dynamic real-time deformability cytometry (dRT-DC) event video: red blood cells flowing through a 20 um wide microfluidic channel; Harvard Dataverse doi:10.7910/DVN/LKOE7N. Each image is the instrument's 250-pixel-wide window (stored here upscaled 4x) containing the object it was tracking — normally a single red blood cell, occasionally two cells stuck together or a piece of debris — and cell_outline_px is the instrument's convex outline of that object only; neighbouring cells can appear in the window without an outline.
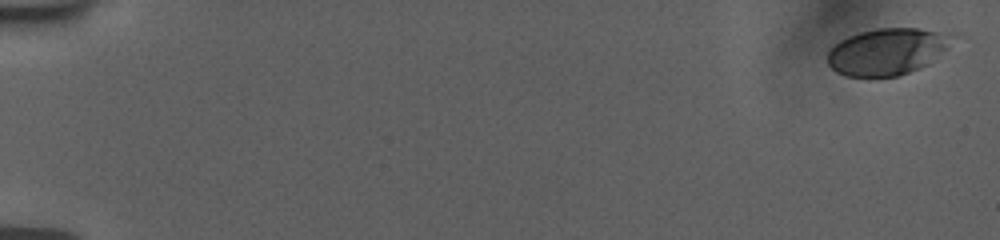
{"species": "human", "species_latin": "Homo sapiens", "temperature_condition": "room temperature", "stored_images_in_passage": 19, "camera_frame_rate_fps": 3000, "um_per_image_px": 0.085, "donor": {"sex": "female"}, "frame": {"image": 1, "passage_image": 1, "time_ms": 0.0, "image_size_px": [1000, 240], "cell_outline_px": [[956, 32], [948, 48], [928, 64], [908, 72], [896, 76], [844, 76], [836, 72], [828, 64], [828, 52], [840, 40], [848, 36], [860, 32], [876, 28], [920, 28]], "centroid_in_image_um": [75.46, 4.35], "position_along_channel_um": 9.5, "area_um2": 34.1}}
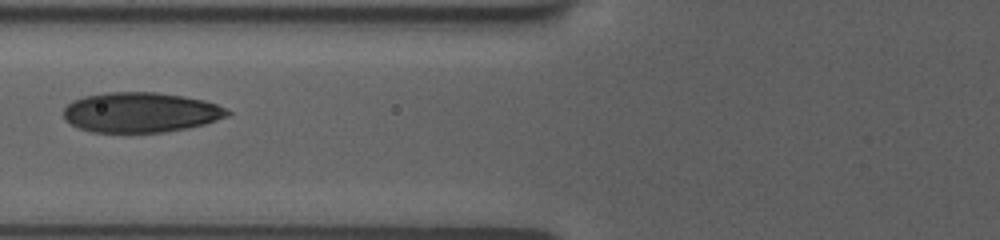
{"frame": {"image": 2, "passage_image": 16, "time_ms": 7.667, "image_size_px": [1000, 240], "cell_outline_px": [[232, 112], [228, 116], [204, 124], [188, 128], [164, 132], [92, 132], [80, 128], [64, 120], [64, 108], [72, 100], [84, 96], [108, 92], [156, 92], [184, 96], [204, 100], [216, 104]], "centroid_in_image_um": [11.95, 9.55], "position_along_channel_um": 113.9, "area_um2": 38.26}}
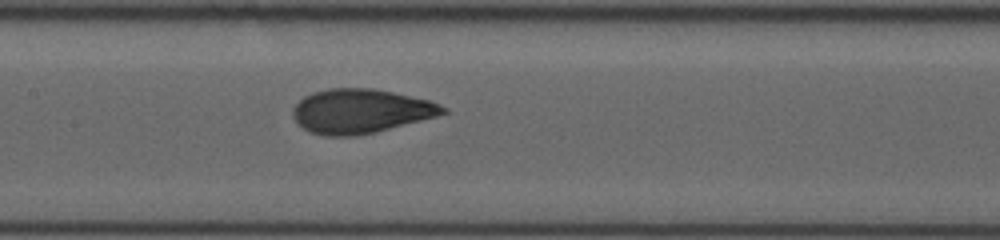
{"frame": {"image": 3, "passage_image": 19, "time_ms": 9.333, "image_size_px": [1000, 240], "cell_outline_px": [[448, 112], [436, 116], [356, 136], [324, 136], [308, 132], [292, 116], [292, 108], [304, 96], [312, 92], [328, 88], [372, 88], [392, 92], [428, 100], [440, 104], [448, 108]], "centroid_in_image_um": [30.61, 9.44], "position_along_channel_um": 176.8, "area_um2": 38.38}}